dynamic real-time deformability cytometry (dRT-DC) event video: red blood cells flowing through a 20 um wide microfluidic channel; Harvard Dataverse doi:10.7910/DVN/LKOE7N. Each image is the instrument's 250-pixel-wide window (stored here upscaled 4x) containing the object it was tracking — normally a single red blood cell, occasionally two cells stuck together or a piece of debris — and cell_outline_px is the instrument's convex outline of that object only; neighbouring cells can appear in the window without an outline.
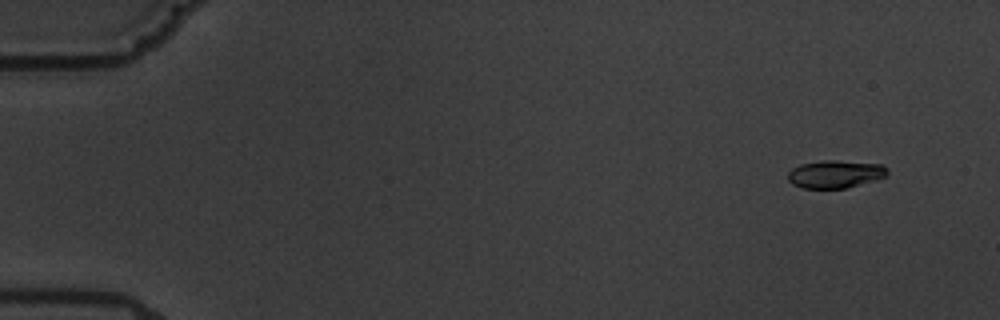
{"species": "common noctule bat (a hibernating species)", "species_latin": "Nyctalus noctula", "temperature_condition": "warm", "stored_images_in_passage": 6, "camera_frame_rate_fps": 3000, "um_per_image_px": 0.085, "animal": {"sex": "male", "body_mass_g": 19.5, "forearm_length_mm": 54.6}, "frame": {"image": 1, "passage_image": 2, "time_ms": 1.333, "image_size_px": [1000, 320], "cell_outline_px": [[888, 176], [876, 180], [848, 188], [800, 188], [792, 184], [788, 180], [788, 172], [792, 168], [800, 164], [824, 160], [836, 160], [880, 164], [888, 168]], "centroid_in_image_um": [71.01, 14.8], "position_along_channel_um": 14.0, "area_um2": 16.3}}
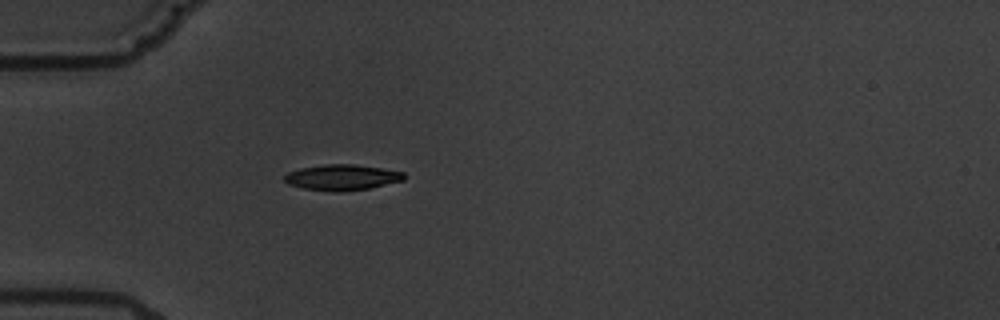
{"frame": {"image": 2, "passage_image": 6, "time_ms": 6.0, "image_size_px": [1000, 320], "cell_outline_px": [[404, 180], [368, 188], [340, 192], [332, 192], [304, 188], [288, 184], [284, 180], [284, 176], [288, 172], [300, 168], [324, 164], [352, 164], [380, 168], [404, 172]], "centroid_in_image_um": [29.04, 15.08], "position_along_channel_um": 56.0, "area_um2": 17.8}}